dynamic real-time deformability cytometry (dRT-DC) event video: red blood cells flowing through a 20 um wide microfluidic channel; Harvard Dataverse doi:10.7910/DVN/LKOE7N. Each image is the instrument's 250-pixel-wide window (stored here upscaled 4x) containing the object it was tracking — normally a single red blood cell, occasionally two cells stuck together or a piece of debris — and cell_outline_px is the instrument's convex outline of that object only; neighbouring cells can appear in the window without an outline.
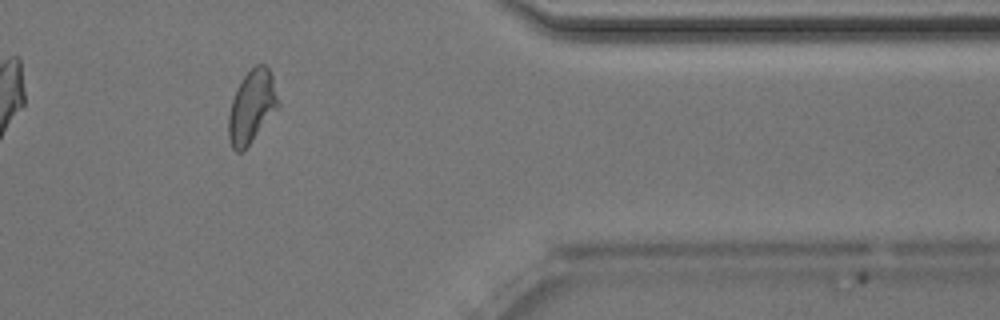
{"species": "Egyptian fruit bat (a non-hibernating species)", "species_latin": "Rousettus aegyptiacus", "temperature_condition": "room temperature", "stored_images_in_passage": 34, "camera_frame_rate_fps": 3000, "um_per_image_px": 0.085, "animal": {"sex": "male"}, "frame": {"image": 1, "passage_image": 29, "time_ms": 9.333, "image_size_px": [1000, 320], "cell_outline_px": [[280, 108], [244, 152], [236, 152], [232, 148], [228, 140], [228, 116], [232, 100], [236, 88], [240, 80], [256, 64], [264, 64], [268, 68], [272, 76], [280, 104]], "centroid_in_image_um": [21.41, 9.12], "position_along_channel_um": 390.0, "area_um2": 21.62}, "authors_computed_cell_mechanics": {"area_um2": 20.9236, "velocity_mm_per_s": 3.9974, "shape_relaxation_time_tau1_ms": 5.7015, "shape_relaxation_time_tau2_ms": 1.7433, "deformation_change_tau1": 0.1314, "deformation_change_tau2": 0.0873}}